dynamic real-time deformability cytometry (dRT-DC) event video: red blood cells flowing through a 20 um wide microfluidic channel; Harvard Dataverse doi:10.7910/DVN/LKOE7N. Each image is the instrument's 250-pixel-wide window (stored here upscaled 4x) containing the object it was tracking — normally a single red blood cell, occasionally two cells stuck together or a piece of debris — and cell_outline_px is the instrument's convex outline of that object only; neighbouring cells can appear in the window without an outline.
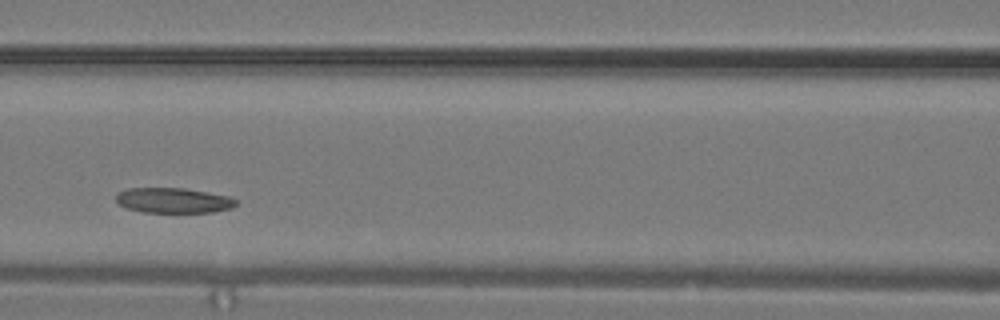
{"species": "common noctule bat (a hibernating species)", "species_latin": "Nyctalus noctula", "temperature_condition": "warm", "stored_images_in_passage": 25, "camera_frame_rate_fps": 3000, "um_per_image_px": 0.085, "animal": {"sex": "male", "body_mass_g": 19.2, "forearm_length_mm": 51.8}, "frame": {"image": 1, "passage_image": 8, "time_ms": 2.333, "image_size_px": [1000, 320], "cell_outline_px": [[236, 204], [232, 208], [212, 212], [144, 212], [128, 208], [120, 204], [116, 200], [116, 192], [128, 188], [184, 188], [228, 196], [236, 200]], "centroid_in_image_um": [14.72, 17.03], "position_along_channel_um": 151.9, "area_um2": 17.46}}
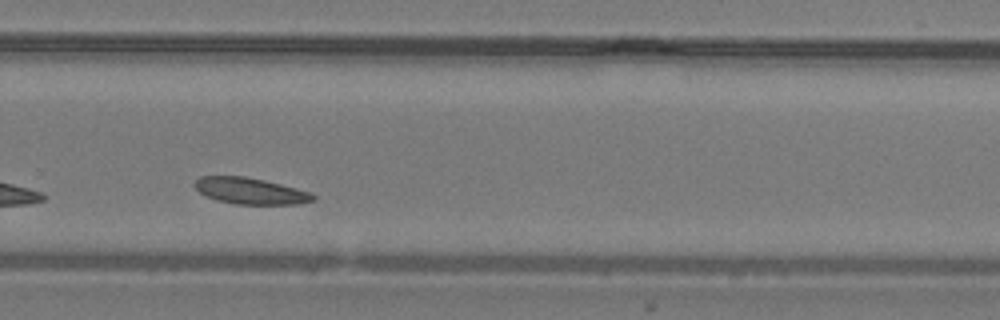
{"frame": {"image": 2, "passage_image": 15, "time_ms": 4.667, "image_size_px": [1000, 320], "cell_outline_px": [[316, 200], [300, 204], [236, 204], [216, 200], [200, 192], [192, 184], [200, 176], [244, 176], [264, 180], [296, 188], [308, 192], [316, 196]], "centroid_in_image_um": [21.28, 16.23], "position_along_channel_um": 308.5, "area_um2": 18.09}}